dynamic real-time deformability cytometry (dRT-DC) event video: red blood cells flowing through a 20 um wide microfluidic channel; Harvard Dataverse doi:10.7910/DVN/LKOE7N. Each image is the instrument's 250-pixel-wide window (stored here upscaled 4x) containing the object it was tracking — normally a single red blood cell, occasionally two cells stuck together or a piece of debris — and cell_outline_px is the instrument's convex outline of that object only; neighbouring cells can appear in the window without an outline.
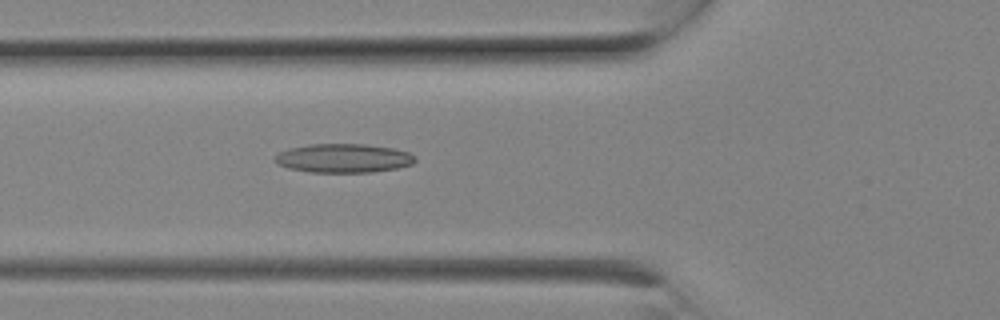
{"species": "Egyptian fruit bat (a non-hibernating species)", "species_latin": "Rousettus aegyptiacus", "temperature_condition": "room temperature", "stored_images_in_passage": 8, "camera_frame_rate_fps": 3000, "um_per_image_px": 0.085, "animal": {"sex": "female"}, "frame": {"image": 1, "passage_image": 8, "time_ms": 2.333, "image_size_px": [1000, 320], "cell_outline_px": [[416, 160], [412, 164], [396, 168], [372, 172], [312, 172], [288, 168], [276, 164], [272, 156], [288, 148], [312, 144], [364, 144], [392, 148], [408, 152], [416, 156]], "centroid_in_image_um": [29.16, 13.44], "position_along_channel_um": 96.6, "area_um2": 23.64}}